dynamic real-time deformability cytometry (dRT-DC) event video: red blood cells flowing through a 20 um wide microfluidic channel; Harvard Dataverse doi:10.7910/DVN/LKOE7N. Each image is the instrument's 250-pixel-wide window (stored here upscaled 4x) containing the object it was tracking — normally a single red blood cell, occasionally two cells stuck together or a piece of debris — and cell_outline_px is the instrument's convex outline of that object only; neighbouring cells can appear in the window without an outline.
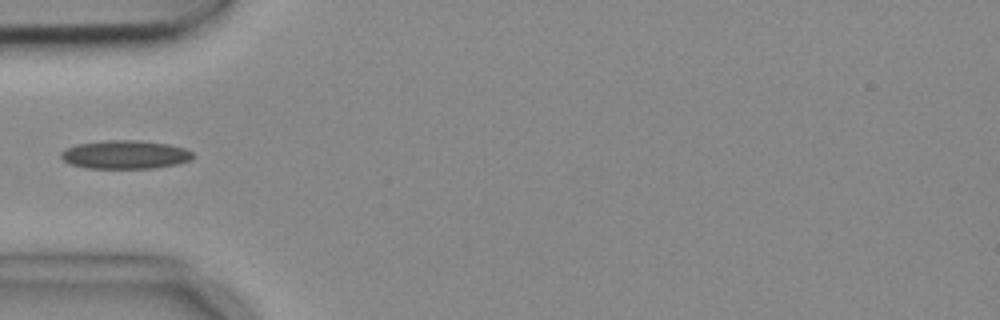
{"species": "common noctule bat (a hibernating species)", "species_latin": "Nyctalus noctula", "temperature_condition": "cold", "stored_images_in_passage": 3, "camera_frame_rate_fps": 3000, "um_per_image_px": 0.085, "animal": {"sex": "female", "body_mass_g": 18.4}, "frame": {"image": 1, "passage_image": 3, "time_ms": 0.667, "image_size_px": [1000, 320], "cell_outline_px": [[192, 156], [188, 160], [176, 164], [152, 168], [88, 168], [72, 164], [64, 160], [60, 156], [60, 152], [64, 148], [76, 144], [108, 140], [136, 140], [168, 144], [184, 148], [192, 152]], "centroid_in_image_um": [10.58, 13.13], "position_along_channel_um": 74.4, "area_um2": 21.68}}